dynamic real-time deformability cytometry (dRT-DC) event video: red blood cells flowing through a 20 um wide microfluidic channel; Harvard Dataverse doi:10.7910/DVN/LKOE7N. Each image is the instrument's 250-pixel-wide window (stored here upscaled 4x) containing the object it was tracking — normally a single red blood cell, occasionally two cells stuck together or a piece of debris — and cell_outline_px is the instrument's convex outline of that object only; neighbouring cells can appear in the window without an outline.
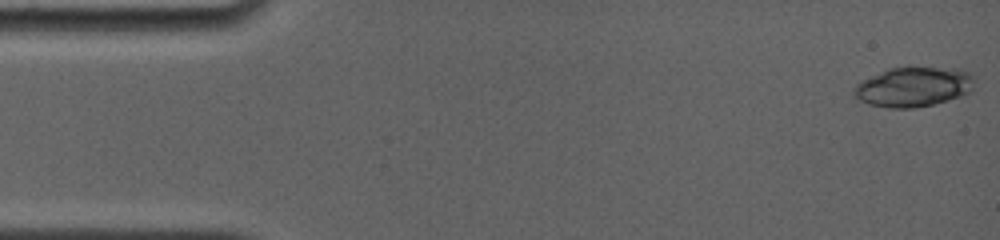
{"species": "common noctule bat (a hibernating species)", "species_latin": "Nyctalus noctula", "temperature_condition": "room temperature", "stored_images_in_passage": 9, "camera_frame_rate_fps": 4000, "um_per_image_px": 0.085, "animal": {"sex": "female", "body_mass_g": 19.0, "forearm_length_mm": 56.7}, "frame": {"image": 1, "passage_image": 1, "time_ms": 0.0, "image_size_px": [1000, 240], "cell_outline_px": [[972, 92], [964, 96], [916, 108], [888, 108], [868, 104], [852, 96], [852, 88], [860, 80], [888, 68], [960, 68], [968, 72], [972, 76]], "centroid_in_image_um": [77.6, 7.39], "position_along_channel_um": 7.4, "area_um2": 28.15}}
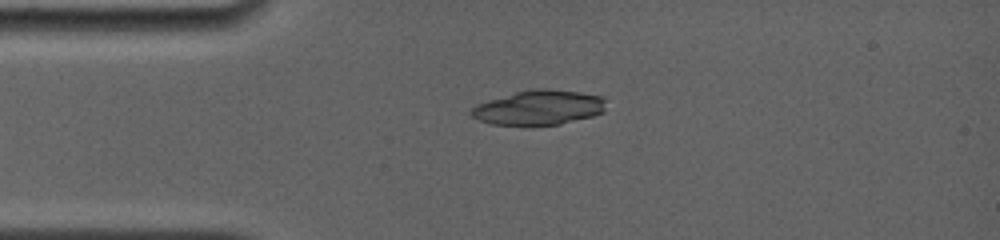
{"frame": {"image": 2, "passage_image": 9, "time_ms": 3.5, "image_size_px": [1000, 240], "cell_outline_px": [[604, 112], [592, 116], [560, 124], [492, 124], [480, 120], [472, 116], [468, 112], [476, 104], [488, 100], [516, 92], [536, 88], [548, 88], [580, 92], [604, 96]], "centroid_in_image_um": [45.81, 9.12], "position_along_channel_um": 39.2, "area_um2": 26.99}}